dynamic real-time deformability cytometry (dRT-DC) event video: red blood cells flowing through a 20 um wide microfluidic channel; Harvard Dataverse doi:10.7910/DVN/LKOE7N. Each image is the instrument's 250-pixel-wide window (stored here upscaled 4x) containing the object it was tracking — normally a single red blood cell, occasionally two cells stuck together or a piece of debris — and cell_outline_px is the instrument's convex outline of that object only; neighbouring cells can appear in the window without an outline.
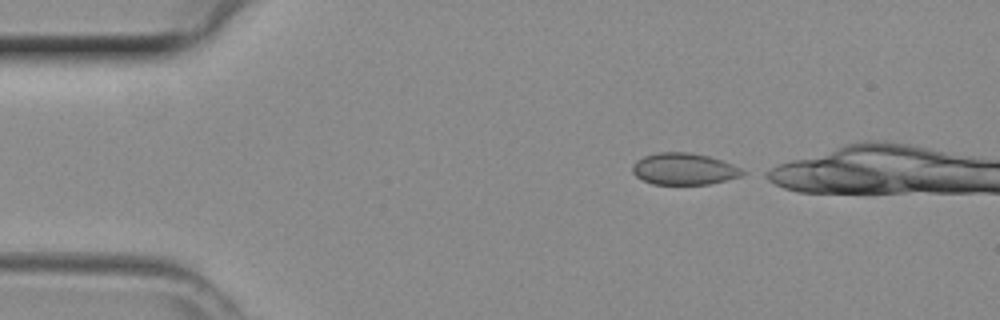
{"species": "common noctule bat (a hibernating species)", "species_latin": "Nyctalus noctula", "temperature_condition": "room temperature", "stored_images_in_passage": 15, "camera_frame_rate_fps": 3000, "um_per_image_px": 0.085, "animal": {"sex": "female", "body_mass_g": 29.2, "forearm_length_mm": 56.3}, "frame": {"image": 1, "passage_image": 1, "time_ms": 0.0, "image_size_px": [1000, 320], "cell_outline_px": [[748, 172], [740, 176], [708, 184], [652, 184], [636, 176], [632, 172], [632, 164], [636, 160], [644, 156], [656, 152], [688, 152], [708, 156], [732, 164]], "centroid_in_image_um": [58.11, 14.35], "position_along_channel_um": 26.9, "area_um2": 20.23}}
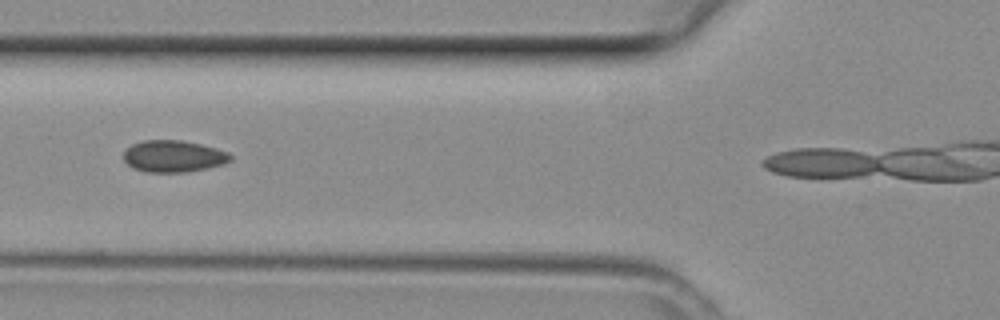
{"frame": {"image": 2, "passage_image": 10, "time_ms": 3.0, "image_size_px": [1000, 320], "cell_outline_px": [[232, 160], [224, 164], [184, 172], [144, 172], [132, 168], [124, 160], [124, 152], [132, 144], [144, 140], [180, 140], [200, 144], [216, 148], [228, 152], [232, 156]], "centroid_in_image_um": [14.74, 13.28], "position_along_channel_um": 111.1, "area_um2": 19.71}}
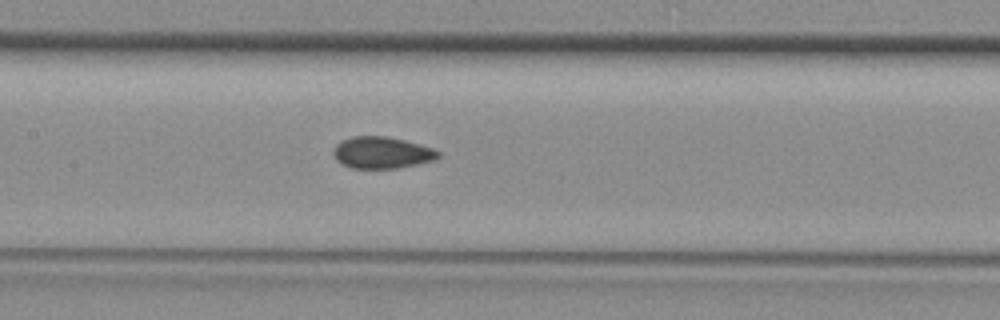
{"frame": {"image": 3, "passage_image": 14, "time_ms": 4.333, "image_size_px": [1000, 320], "cell_outline_px": [[440, 156], [432, 160], [416, 164], [396, 168], [352, 168], [336, 160], [332, 152], [336, 144], [352, 136], [384, 136], [404, 140], [432, 148], [440, 152]], "centroid_in_image_um": [32.43, 12.97], "position_along_channel_um": 175.0, "area_um2": 19.07}}